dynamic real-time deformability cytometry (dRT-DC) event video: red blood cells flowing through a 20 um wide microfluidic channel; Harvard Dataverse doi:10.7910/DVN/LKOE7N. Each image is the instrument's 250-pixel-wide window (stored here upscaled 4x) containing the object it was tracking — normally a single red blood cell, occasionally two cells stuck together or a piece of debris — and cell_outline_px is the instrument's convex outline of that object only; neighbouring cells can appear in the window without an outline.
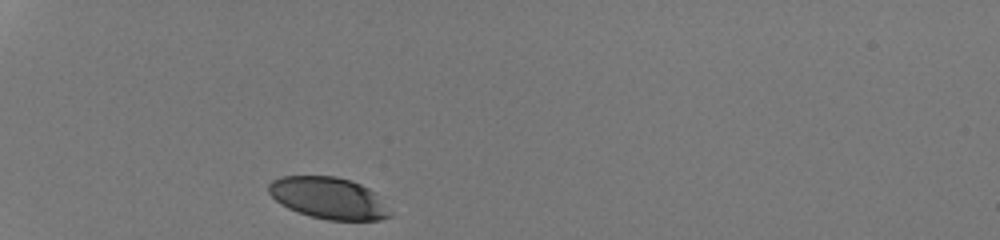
{"species": "human", "species_latin": "Homo sapiens", "temperature_condition": "room temperature", "stored_images_in_passage": 29, "camera_frame_rate_fps": 3000, "um_per_image_px": 0.085, "donor": {"sex": "male"}, "frame": {"image": 1, "passage_image": 1, "time_ms": 0.0, "image_size_px": [1000, 240], "cell_outline_px": [[392, 216], [380, 220], [328, 220], [312, 216], [288, 208], [280, 204], [268, 192], [268, 184], [272, 180], [280, 176], [336, 176], [352, 180], [376, 192]], "centroid_in_image_um": [27.92, 16.82], "position_along_channel_um": 57.1, "area_um2": 29.42}}
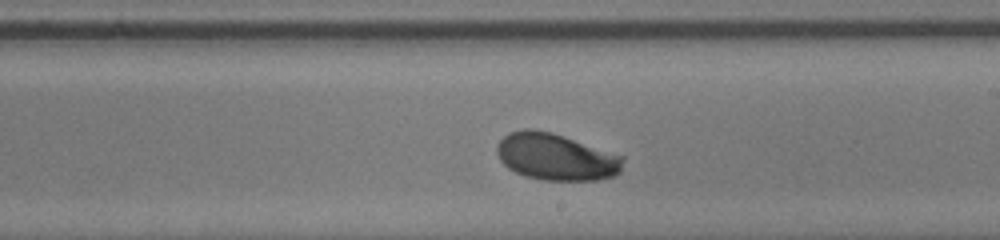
{"frame": {"image": 2, "passage_image": 17, "time_ms": 5.333, "image_size_px": [1000, 240], "cell_outline_px": [[624, 160], [620, 172], [616, 176], [596, 180], [544, 180], [528, 176], [516, 172], [508, 168], [500, 160], [496, 152], [496, 144], [508, 132], [524, 128], [532, 128], [552, 132], [624, 156]], "centroid_in_image_um": [47.25, 13.32], "position_along_channel_um": 241.7, "area_um2": 34.56}}
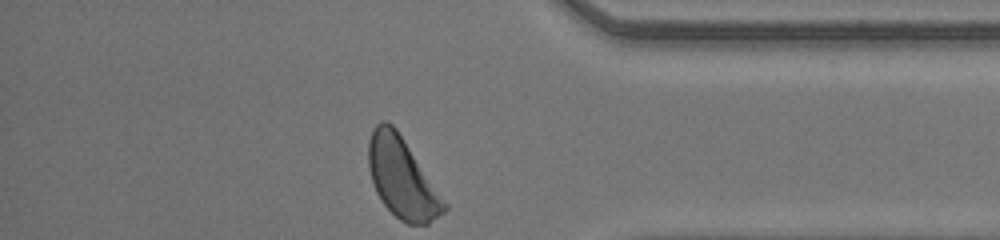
{"frame": {"image": 3, "passage_image": 29, "time_ms": 9.333, "image_size_px": [1000, 240], "cell_outline_px": [[448, 208], [444, 212], [428, 224], [408, 224], [400, 220], [380, 200], [376, 192], [368, 168], [368, 140], [372, 128], [380, 120], [384, 120], [392, 124], [396, 128], [448, 204]], "centroid_in_image_um": [34.16, 15.11], "position_along_channel_um": 401.0, "area_um2": 35.32}, "authors_computed_cell_mechanics": {"area_um2": 33.6396, "velocity_mm_per_s": 4.2028, "shape_relaxation_time_tau1_ms": 1.3838, "shape_relaxation_time_tau2_ms": null, "deformation_change_tau1": 0.1014, "deformation_change_tau2": null}}